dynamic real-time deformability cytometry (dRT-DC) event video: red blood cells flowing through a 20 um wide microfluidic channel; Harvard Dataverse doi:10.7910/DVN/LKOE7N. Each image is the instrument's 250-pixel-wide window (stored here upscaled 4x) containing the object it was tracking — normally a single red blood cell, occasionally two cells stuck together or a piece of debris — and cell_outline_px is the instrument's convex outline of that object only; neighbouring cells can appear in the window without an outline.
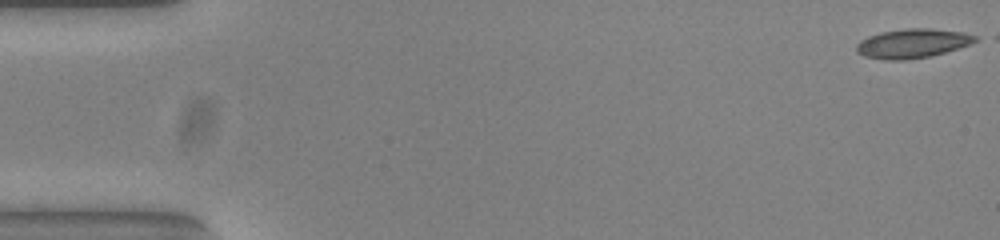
{"species": "common noctule bat (a hibernating species)", "species_latin": "Nyctalus noctula", "temperature_condition": "warm", "stored_images_in_passage": 46, "camera_frame_rate_fps": 3000, "um_per_image_px": 0.085, "animal": {"sex": "female", "body_mass_g": 23.0, "forearm_length_mm": 53.4}, "frame": {"image": 1, "passage_image": 1, "time_ms": 0.0, "image_size_px": [1000, 240], "cell_outline_px": [[980, 40], [944, 52], [928, 56], [904, 60], [884, 60], [864, 56], [856, 52], [856, 44], [860, 40], [868, 36], [880, 32], [904, 28], [932, 28], [964, 32], [980, 36]], "centroid_in_image_um": [77.55, 3.67], "position_along_channel_um": 7.4, "area_um2": 20.35}}
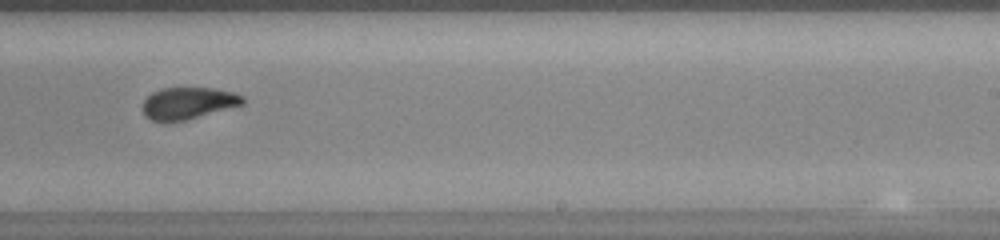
{"frame": {"image": 2, "passage_image": 33, "time_ms": 10.667, "image_size_px": [1000, 240], "cell_outline_px": [[244, 104], [184, 120], [152, 120], [144, 116], [144, 100], [152, 92], [160, 88], [216, 88], [232, 92], [244, 96]], "centroid_in_image_um": [16.01, 8.74], "position_along_channel_um": 273.0, "area_um2": 18.21}}
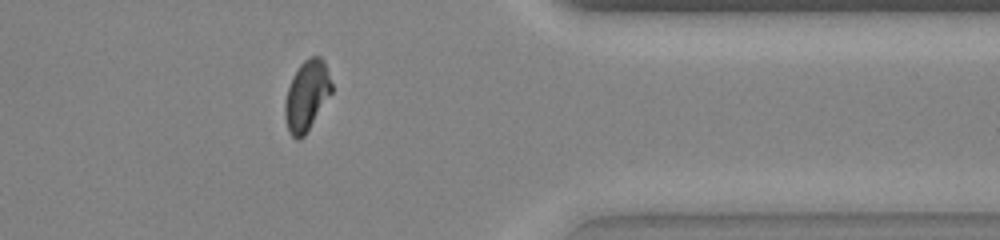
{"frame": {"image": 3, "passage_image": 43, "time_ms": 14.0, "image_size_px": [1000, 240], "cell_outline_px": [[332, 92], [304, 136], [300, 140], [296, 140], [288, 132], [284, 116], [284, 104], [288, 88], [292, 76], [300, 64], [304, 60], [312, 56], [320, 56], [324, 60], [332, 84]], "centroid_in_image_um": [26.05, 8.13], "position_along_channel_um": 385.3, "area_um2": 19.13}}